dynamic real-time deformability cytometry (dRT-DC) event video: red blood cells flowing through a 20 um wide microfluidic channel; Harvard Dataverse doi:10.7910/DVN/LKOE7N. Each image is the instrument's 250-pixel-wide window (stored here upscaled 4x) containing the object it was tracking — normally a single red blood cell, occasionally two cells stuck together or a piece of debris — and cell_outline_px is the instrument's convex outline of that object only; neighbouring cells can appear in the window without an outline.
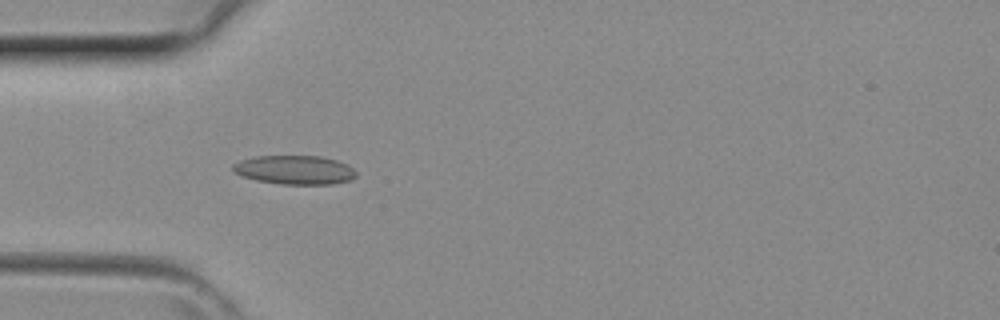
{"species": "common noctule bat (a hibernating species)", "species_latin": "Nyctalus noctula", "temperature_condition": "room temperature", "stored_images_in_passage": 35, "camera_frame_rate_fps": 3000, "um_per_image_px": 0.085, "animal": {"sex": "female", "body_mass_g": 29.2, "forearm_length_mm": 56.3}, "frame": {"image": 1, "passage_image": 6, "time_ms": 1.667, "image_size_px": [1000, 320], "cell_outline_px": [[356, 176], [348, 180], [332, 184], [280, 184], [256, 180], [232, 172], [232, 164], [240, 160], [252, 156], [320, 156], [336, 160], [348, 164], [356, 172]], "centroid_in_image_um": [25.01, 14.43], "position_along_channel_um": 60.0, "area_um2": 20.81}}
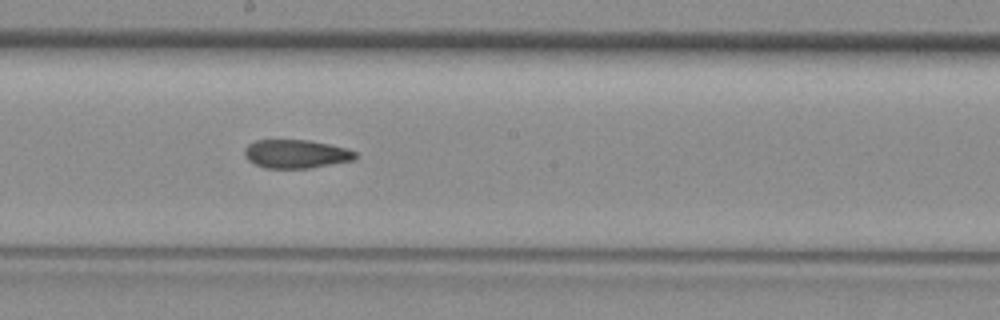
{"frame": {"image": 2, "passage_image": 16, "time_ms": 5.0, "image_size_px": [1000, 320], "cell_outline_px": [[356, 156], [352, 160], [308, 168], [264, 168], [248, 160], [244, 156], [244, 148], [248, 144], [256, 140], [308, 140], [348, 148], [356, 152]], "centroid_in_image_um": [25.12, 13.08], "position_along_channel_um": 223.1, "area_um2": 18.32}}
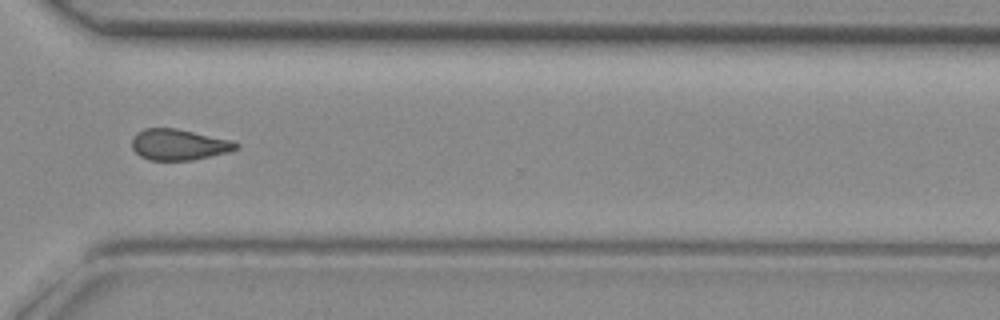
{"frame": {"image": 3, "passage_image": 24, "time_ms": 7.667, "image_size_px": [1000, 320], "cell_outline_px": [[240, 144], [236, 148], [228, 152], [192, 160], [152, 160], [140, 156], [132, 148], [132, 136], [136, 132], [144, 128], [176, 128], [232, 140]], "centroid_in_image_um": [15.17, 12.28], "position_along_channel_um": 355.4, "area_um2": 18.79}}